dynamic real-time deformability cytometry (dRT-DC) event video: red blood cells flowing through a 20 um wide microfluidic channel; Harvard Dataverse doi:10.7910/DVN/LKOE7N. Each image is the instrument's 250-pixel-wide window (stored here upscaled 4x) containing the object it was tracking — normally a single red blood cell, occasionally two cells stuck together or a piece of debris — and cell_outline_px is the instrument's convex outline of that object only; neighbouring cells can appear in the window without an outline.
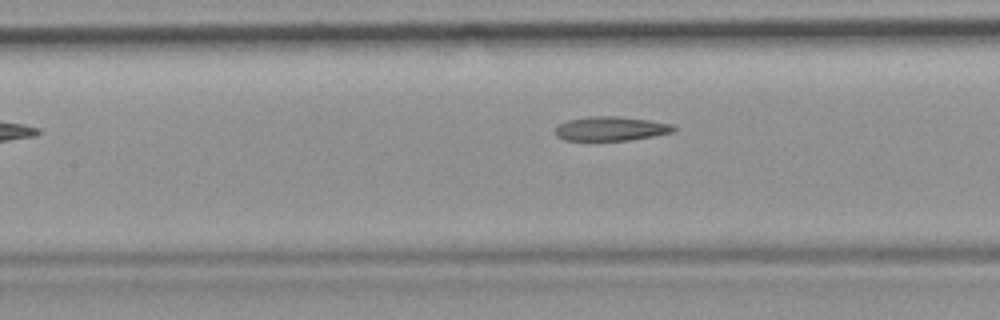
{"species": "common noctule bat (a hibernating species)", "species_latin": "Nyctalus noctula", "temperature_condition": "room temperature", "stored_images_in_passage": 33, "camera_frame_rate_fps": 3000, "um_per_image_px": 0.085, "animal": {"sex": "female", "body_mass_g": 19.9}, "frame": {"image": 1, "passage_image": 15, "time_ms": 4.667, "image_size_px": [1000, 320], "cell_outline_px": [[680, 128], [672, 132], [652, 136], [628, 140], [564, 140], [556, 136], [556, 128], [560, 124], [568, 120], [588, 116], [616, 116], [648, 120], [672, 124]], "centroid_in_image_um": [51.95, 10.93], "position_along_channel_um": 155.5, "area_um2": 16.59}}